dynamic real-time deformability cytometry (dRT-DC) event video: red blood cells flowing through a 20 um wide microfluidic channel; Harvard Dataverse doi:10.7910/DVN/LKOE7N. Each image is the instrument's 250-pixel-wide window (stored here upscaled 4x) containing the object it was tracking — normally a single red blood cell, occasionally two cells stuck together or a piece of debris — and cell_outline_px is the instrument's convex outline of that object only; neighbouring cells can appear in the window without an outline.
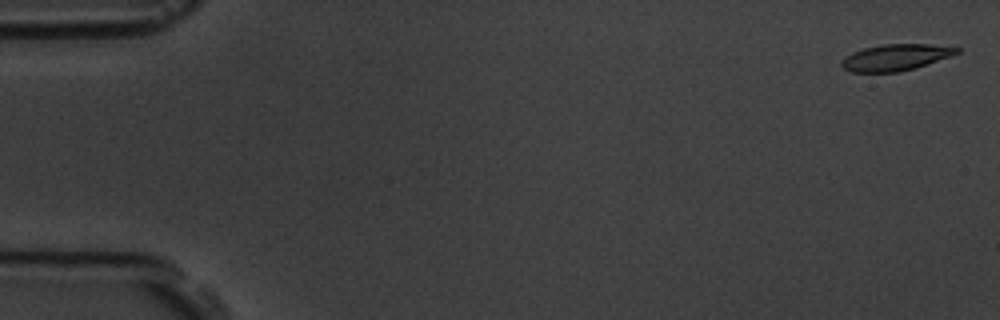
{"species": "common noctule bat (a hibernating species)", "species_latin": "Nyctalus noctula", "temperature_condition": "room temperature", "stored_images_in_passage": 57, "camera_frame_rate_fps": 3000, "um_per_image_px": 0.085, "animal": {"sex": "male", "body_mass_g": 19.5, "forearm_length_mm": 54.6}, "frame": {"image": 1, "passage_image": 2, "time_ms": 0.333, "image_size_px": [1000, 320], "cell_outline_px": [[960, 52], [952, 56], [916, 68], [900, 72], [852, 72], [844, 68], [840, 64], [840, 60], [852, 52], [864, 48], [884, 44], [928, 44], [960, 48]], "centroid_in_image_um": [76.13, 4.88], "position_along_channel_um": 8.9, "area_um2": 17.8}}
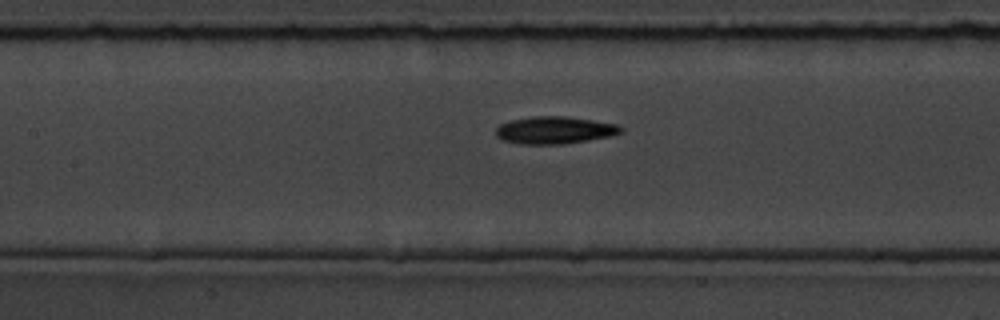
{"frame": {"image": 2, "passage_image": 27, "time_ms": 8.667, "image_size_px": [1000, 320], "cell_outline_px": [[624, 132], [612, 136], [564, 144], [520, 144], [504, 140], [496, 136], [496, 128], [500, 124], [508, 120], [532, 116], [564, 116], [620, 124], [624, 128]], "centroid_in_image_um": [47.18, 11.06], "position_along_channel_um": 160.2, "area_um2": 20.17}}
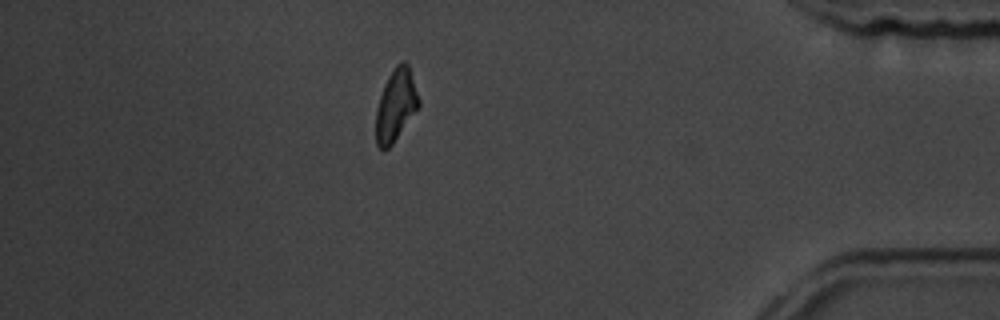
{"frame": {"image": 3, "passage_image": 51, "time_ms": 16.667, "image_size_px": [1000, 320], "cell_outline_px": [[420, 104], [392, 144], [388, 148], [380, 148], [376, 144], [376, 108], [384, 84], [388, 76], [396, 64], [400, 60], [404, 60], [408, 64], [420, 100]], "centroid_in_image_um": [33.63, 8.89], "position_along_channel_um": 401.6, "area_um2": 17.74}}